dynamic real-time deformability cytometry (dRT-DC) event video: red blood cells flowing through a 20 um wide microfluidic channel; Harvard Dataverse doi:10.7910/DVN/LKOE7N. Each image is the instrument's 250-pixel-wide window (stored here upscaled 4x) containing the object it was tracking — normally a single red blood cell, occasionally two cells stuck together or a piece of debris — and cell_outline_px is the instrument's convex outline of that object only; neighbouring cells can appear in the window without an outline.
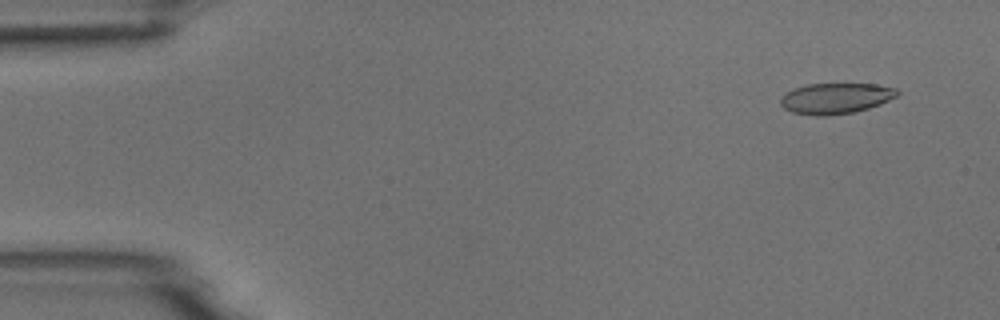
{"species": "common noctule bat (a hibernating species)", "species_latin": "Nyctalus noctula", "temperature_condition": "room temperature", "stored_images_in_passage": 12, "camera_frame_rate_fps": 3000, "um_per_image_px": 0.085, "animal": {"sex": "male", "body_mass_g": 18.8}, "frame": {"image": 1, "passage_image": 4, "time_ms": 1.0, "image_size_px": [1000, 320], "cell_outline_px": [[900, 92], [896, 96], [880, 104], [868, 108], [852, 112], [828, 116], [816, 116], [792, 112], [784, 108], [780, 104], [780, 96], [784, 92], [792, 88], [808, 84], [876, 84], [896, 88]], "centroid_in_image_um": [70.98, 8.35], "position_along_channel_um": 14.0, "area_um2": 21.04}}